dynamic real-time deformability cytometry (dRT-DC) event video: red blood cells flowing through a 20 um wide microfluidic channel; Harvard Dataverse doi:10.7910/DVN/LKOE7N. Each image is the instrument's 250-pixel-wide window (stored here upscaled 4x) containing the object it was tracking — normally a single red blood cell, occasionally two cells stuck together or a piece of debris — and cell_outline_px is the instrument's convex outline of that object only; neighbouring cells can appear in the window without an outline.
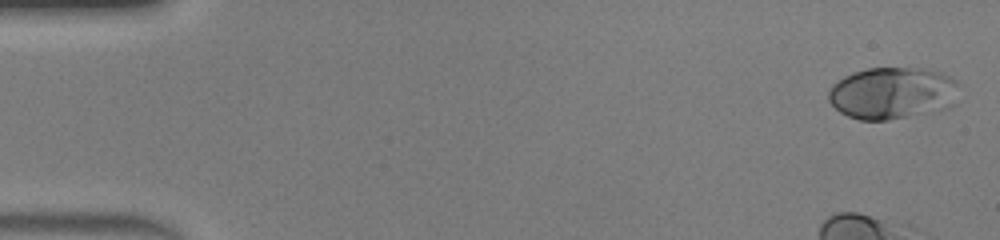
{"species": "human", "species_latin": "Homo sapiens", "temperature_condition": "warm", "stored_images_in_passage": 39, "camera_frame_rate_fps": 3000, "um_per_image_px": 0.085, "donor": {"sex": "male"}, "frame": {"image": 1, "passage_image": 1, "time_ms": 0.0, "image_size_px": [1000, 240], "cell_outline_px": [[960, 84], [956, 104], [952, 108], [932, 112], [888, 120], [860, 120], [848, 116], [840, 112], [828, 100], [828, 92], [832, 84], [844, 76], [852, 72], [868, 68], [924, 68], [940, 72], [956, 80]], "centroid_in_image_um": [75.91, 7.92], "position_along_channel_um": 9.1, "area_um2": 40.23}}